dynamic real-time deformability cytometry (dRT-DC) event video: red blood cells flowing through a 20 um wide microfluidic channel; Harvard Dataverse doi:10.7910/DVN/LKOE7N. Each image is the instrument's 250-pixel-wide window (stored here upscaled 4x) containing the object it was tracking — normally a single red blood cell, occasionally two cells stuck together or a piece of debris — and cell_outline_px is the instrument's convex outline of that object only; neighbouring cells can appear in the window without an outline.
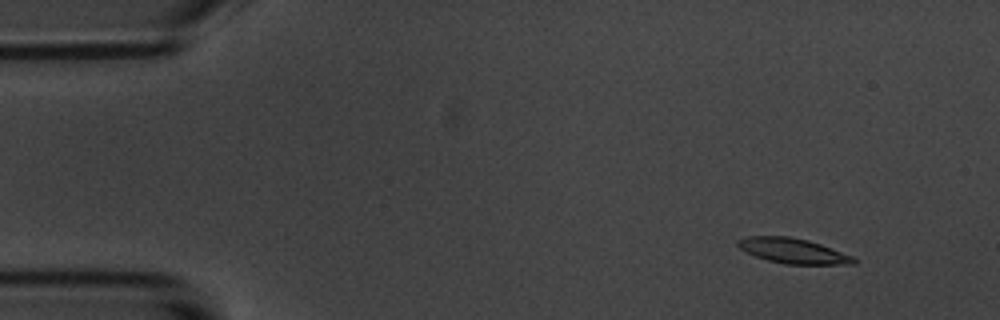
{"species": "common noctule bat (a hibernating species)", "species_latin": "Nyctalus noctula", "temperature_condition": "room temperature", "stored_images_in_passage": 15, "camera_frame_rate_fps": 3000, "um_per_image_px": 0.085, "animal": {"sex": "male", "body_mass_g": 20.1, "forearm_length_mm": 53.5}, "frame": {"image": 1, "passage_image": 1, "time_ms": 0.0, "image_size_px": [1000, 320], "cell_outline_px": [[856, 264], [784, 264], [768, 260], [756, 256], [740, 248], [736, 244], [736, 240], [748, 236], [788, 236], [808, 240], [820, 244], [852, 256], [856, 260]], "centroid_in_image_um": [67.39, 21.31], "position_along_channel_um": 17.6, "area_um2": 16.76}}